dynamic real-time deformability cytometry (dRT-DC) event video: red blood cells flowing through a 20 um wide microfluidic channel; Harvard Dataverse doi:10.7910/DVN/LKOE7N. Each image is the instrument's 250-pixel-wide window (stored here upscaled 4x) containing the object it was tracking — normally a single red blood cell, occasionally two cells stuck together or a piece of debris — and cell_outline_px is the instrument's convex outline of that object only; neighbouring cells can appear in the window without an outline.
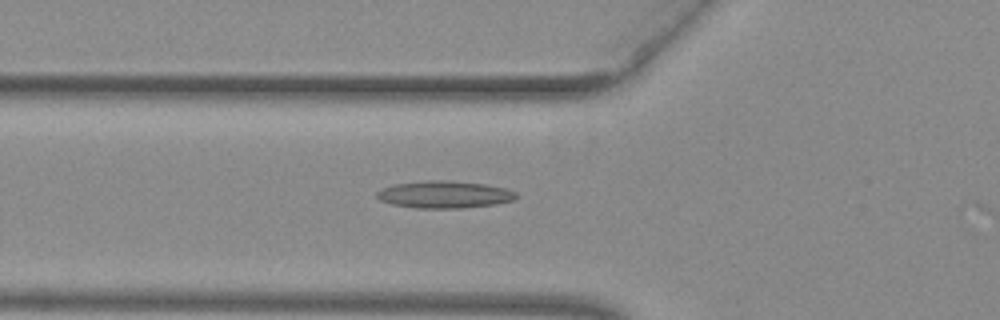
{"species": "common noctule bat (a hibernating species)", "species_latin": "Nyctalus noctula", "temperature_condition": "warm", "stored_images_in_passage": 3, "camera_frame_rate_fps": 3000, "um_per_image_px": 0.085, "animal": {"sex": "female", "body_mass_g": 29.2, "forearm_length_mm": 56.3}, "frame": {"image": 1, "passage_image": 2, "time_ms": 0.333, "image_size_px": [1000, 320], "cell_outline_px": [[516, 200], [496, 204], [464, 208], [416, 208], [392, 204], [380, 200], [376, 196], [376, 192], [384, 188], [396, 184], [424, 180], [444, 180], [484, 184], [504, 188], [516, 192]], "centroid_in_image_um": [37.78, 16.54], "position_along_channel_um": 88.0, "area_um2": 22.02}}